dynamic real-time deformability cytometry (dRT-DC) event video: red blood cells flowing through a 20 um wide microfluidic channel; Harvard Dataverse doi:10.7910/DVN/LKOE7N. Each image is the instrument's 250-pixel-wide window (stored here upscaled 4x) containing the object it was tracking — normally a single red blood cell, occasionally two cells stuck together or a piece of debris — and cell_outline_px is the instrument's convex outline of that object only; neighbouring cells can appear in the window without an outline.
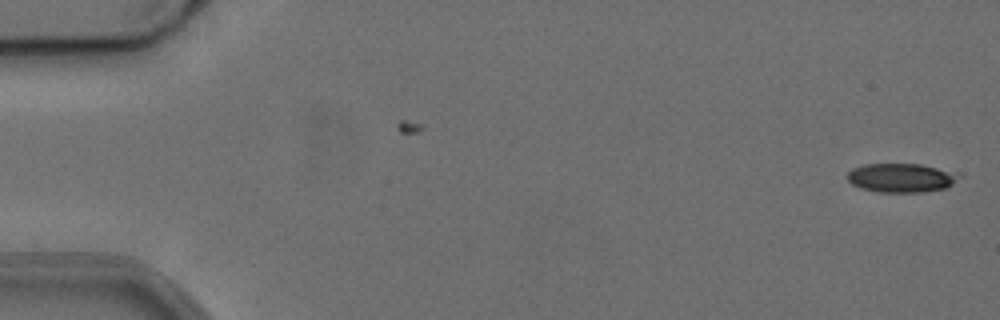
{"species": "common noctule bat (a hibernating species)", "species_latin": "Nyctalus noctula", "temperature_condition": "cold", "stored_images_in_passage": 13, "camera_frame_rate_fps": 3000, "um_per_image_px": 0.085, "animal": {"sex": "female", "body_mass_g": 24.6, "forearm_length_mm": 56.2}, "frame": {"image": 1, "passage_image": 1, "time_ms": 0.0, "image_size_px": [1000, 320], "cell_outline_px": [[964, 172], [952, 184], [944, 188], [920, 192], [880, 192], [860, 188], [852, 184], [848, 180], [848, 172], [852, 168], [864, 164], [920, 164]], "centroid_in_image_um": [76.65, 15.1], "position_along_channel_um": 8.4, "area_um2": 19.02}}